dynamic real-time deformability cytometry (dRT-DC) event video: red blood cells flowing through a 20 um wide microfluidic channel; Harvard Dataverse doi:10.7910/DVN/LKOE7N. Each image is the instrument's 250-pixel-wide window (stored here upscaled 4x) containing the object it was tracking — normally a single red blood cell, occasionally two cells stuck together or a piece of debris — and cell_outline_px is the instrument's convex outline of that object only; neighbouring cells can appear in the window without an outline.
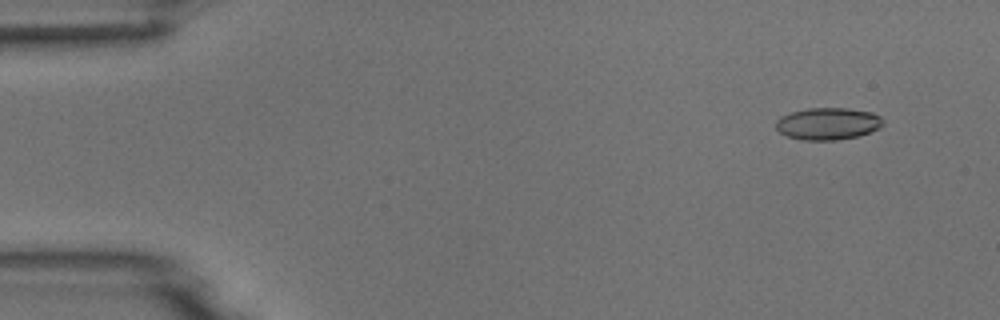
{"species": "common noctule bat (a hibernating species)", "species_latin": "Nyctalus noctula", "temperature_condition": "room temperature", "stored_images_in_passage": 5, "camera_frame_rate_fps": 3000, "um_per_image_px": 0.085, "animal": {"sex": "male", "body_mass_g": 18.8}, "frame": {"image": 1, "passage_image": 2, "time_ms": 1.0, "image_size_px": [1000, 320], "cell_outline_px": [[884, 124], [880, 128], [856, 136], [836, 140], [804, 140], [788, 136], [780, 132], [776, 128], [776, 120], [780, 116], [792, 112], [808, 108], [848, 108], [872, 112], [880, 116], [884, 120]], "centroid_in_image_um": [70.38, 10.5], "position_along_channel_um": 14.6, "area_um2": 20.0}}
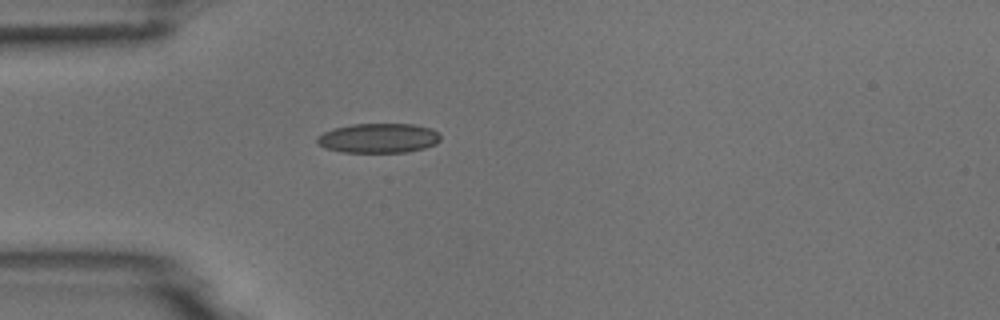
{"frame": {"image": 2, "passage_image": 5, "time_ms": 4.667, "image_size_px": [1000, 320], "cell_outline_px": [[440, 140], [436, 144], [424, 148], [404, 152], [340, 152], [324, 148], [316, 140], [316, 136], [324, 132], [336, 128], [352, 124], [412, 124], [432, 128], [440, 136]], "centroid_in_image_um": [32.17, 11.74], "position_along_channel_um": 52.8, "area_um2": 21.21}}